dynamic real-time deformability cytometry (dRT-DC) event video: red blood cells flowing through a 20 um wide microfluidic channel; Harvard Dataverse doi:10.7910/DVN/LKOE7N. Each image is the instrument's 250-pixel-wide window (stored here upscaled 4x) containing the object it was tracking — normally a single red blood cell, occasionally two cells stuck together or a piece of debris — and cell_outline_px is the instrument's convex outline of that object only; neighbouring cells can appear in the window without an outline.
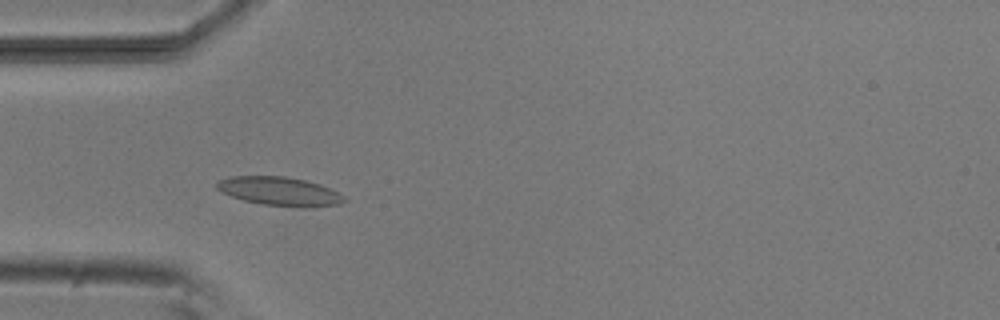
{"species": "common noctule bat (a hibernating species)", "species_latin": "Nyctalus noctula", "temperature_condition": "room temperature", "stored_images_in_passage": 6, "camera_frame_rate_fps": 3000, "um_per_image_px": 0.085, "animal": {"sex": "male", "body_mass_g": 20.5, "forearm_length_mm": 52.5}, "frame": {"image": 1, "passage_image": 5, "time_ms": 4.667, "image_size_px": [1000, 320], "cell_outline_px": [[348, 200], [340, 204], [316, 208], [308, 208], [264, 204], [244, 200], [220, 192], [216, 188], [216, 184], [220, 180], [228, 176], [284, 176], [304, 180], [320, 184], [344, 196]], "centroid_in_image_um": [23.79, 16.27], "position_along_channel_um": 61.2, "area_um2": 21.39}}
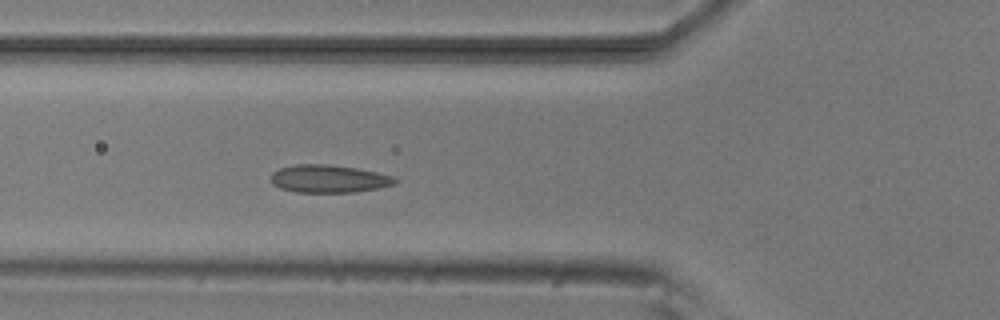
{"frame": {"image": 2, "passage_image": 6, "time_ms": 5.667, "image_size_px": [1000, 320], "cell_outline_px": [[396, 184], [380, 188], [352, 192], [296, 192], [280, 188], [272, 184], [272, 172], [280, 168], [296, 164], [324, 164], [356, 168], [396, 176]], "centroid_in_image_um": [27.97, 15.2], "position_along_channel_um": 97.8, "area_um2": 20.06}}